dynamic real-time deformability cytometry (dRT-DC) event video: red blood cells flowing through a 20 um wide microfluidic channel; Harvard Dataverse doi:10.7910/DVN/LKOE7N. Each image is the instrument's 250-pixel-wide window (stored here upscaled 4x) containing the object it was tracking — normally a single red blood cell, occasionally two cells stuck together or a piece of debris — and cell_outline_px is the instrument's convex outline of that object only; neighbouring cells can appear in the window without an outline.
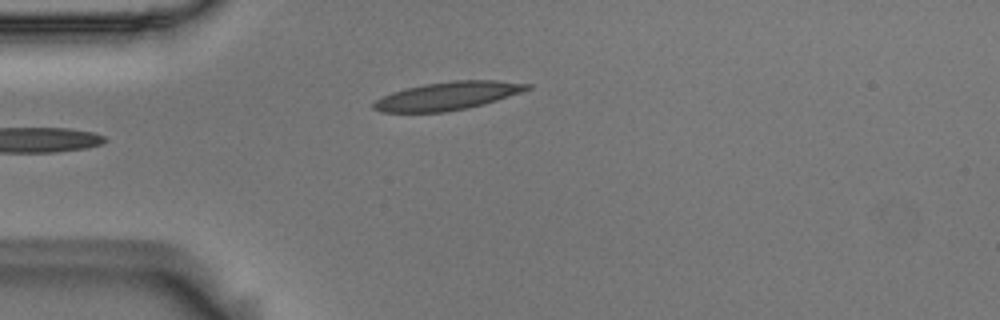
{"species": "Egyptian fruit bat (a non-hibernating species)", "species_latin": "Rousettus aegyptiacus", "temperature_condition": "room temperature", "stored_images_in_passage": 5, "camera_frame_rate_fps": 3000, "um_per_image_px": 0.085, "animal": {"sex": "male"}, "frame": {"image": 1, "passage_image": 5, "time_ms": 1.333, "image_size_px": [1000, 320], "cell_outline_px": [[532, 88], [484, 104], [468, 108], [444, 112], [380, 112], [372, 108], [372, 104], [376, 100], [392, 92], [424, 84], [456, 80], [496, 80], [532, 84]], "centroid_in_image_um": [38.05, 8.15], "position_along_channel_um": 46.9, "area_um2": 24.97}}